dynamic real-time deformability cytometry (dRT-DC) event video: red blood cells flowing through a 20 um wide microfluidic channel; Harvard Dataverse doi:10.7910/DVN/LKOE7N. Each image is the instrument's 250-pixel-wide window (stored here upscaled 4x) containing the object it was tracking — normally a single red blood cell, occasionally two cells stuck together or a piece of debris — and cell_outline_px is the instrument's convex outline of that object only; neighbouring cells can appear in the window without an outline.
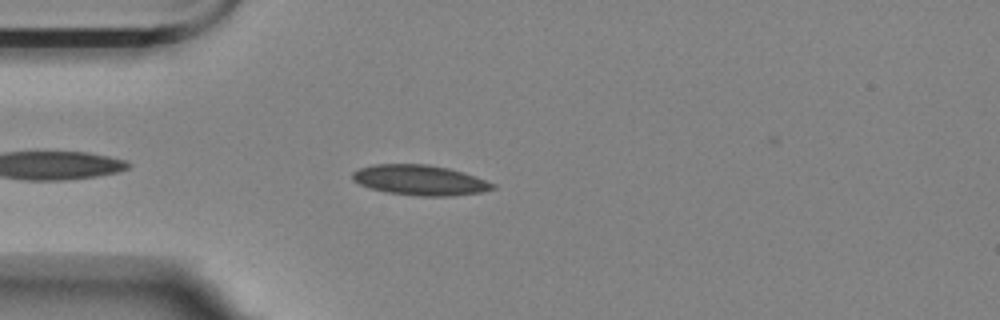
{"species": "Egyptian fruit bat (a non-hibernating species)", "species_latin": "Rousettus aegyptiacus", "temperature_condition": "room temperature", "stored_images_in_passage": 46, "camera_frame_rate_fps": 3000, "um_per_image_px": 0.085, "animal": {"sex": "female"}, "frame": {"image": 1, "passage_image": 4, "time_ms": 1.0, "image_size_px": [1000, 320], "cell_outline_px": [[496, 188], [480, 192], [452, 196], [416, 196], [388, 192], [372, 188], [360, 184], [352, 180], [352, 172], [360, 168], [376, 164], [428, 164], [448, 168], [496, 184]], "centroid_in_image_um": [35.67, 15.31], "position_along_channel_um": 49.3, "area_um2": 24.39}}
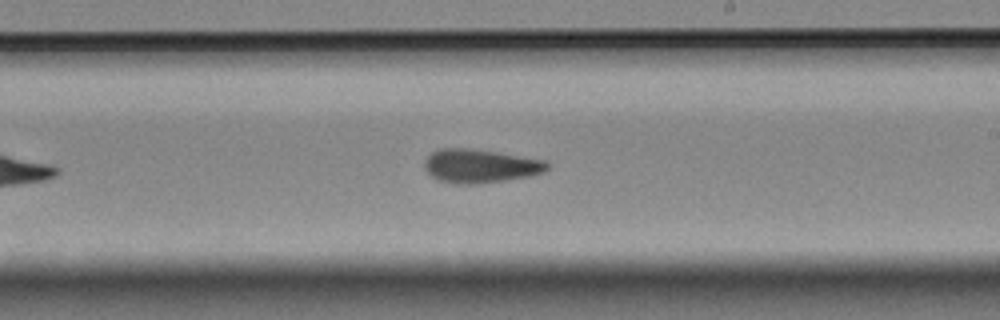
{"frame": {"image": 2, "passage_image": 22, "time_ms": 7.0, "image_size_px": [1000, 320], "cell_outline_px": [[552, 164], [544, 172], [528, 176], [504, 180], [476, 184], [456, 184], [440, 180], [432, 176], [424, 168], [424, 164], [428, 156], [436, 148], [468, 148], [496, 152], [544, 160]], "centroid_in_image_um": [40.81, 14.1], "position_along_channel_um": 248.2, "area_um2": 23.93}}
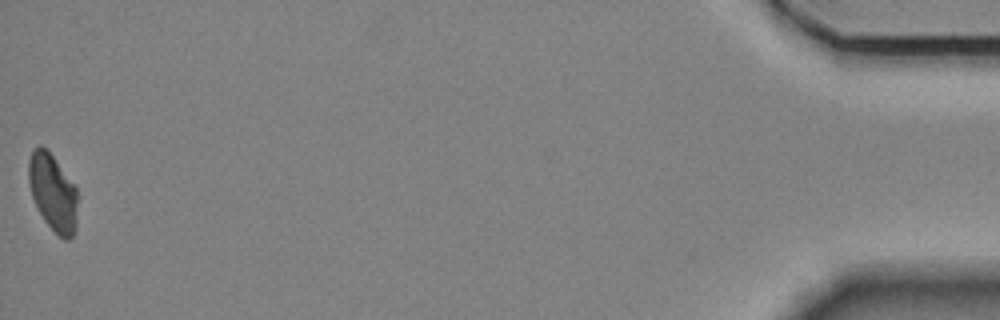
{"frame": {"image": 3, "passage_image": 46, "time_ms": 15.0, "image_size_px": [1000, 320], "cell_outline_px": [[76, 228], [72, 236], [68, 240], [64, 240], [44, 220], [32, 196], [28, 180], [28, 160], [32, 152], [40, 144], [48, 148], [76, 188]], "centroid_in_image_um": [4.48, 16.32], "position_along_channel_um": 430.7, "area_um2": 21.73}, "authors_computed_cell_mechanics": {"area_um2": 23.1778, "velocity_mm_per_s": 3.474, "shape_relaxation_time_tau1_ms": null, "shape_relaxation_time_tau2_ms": 5.2038, "deformation_change_tau1": null, "deformation_change_tau2": 0.1075}}